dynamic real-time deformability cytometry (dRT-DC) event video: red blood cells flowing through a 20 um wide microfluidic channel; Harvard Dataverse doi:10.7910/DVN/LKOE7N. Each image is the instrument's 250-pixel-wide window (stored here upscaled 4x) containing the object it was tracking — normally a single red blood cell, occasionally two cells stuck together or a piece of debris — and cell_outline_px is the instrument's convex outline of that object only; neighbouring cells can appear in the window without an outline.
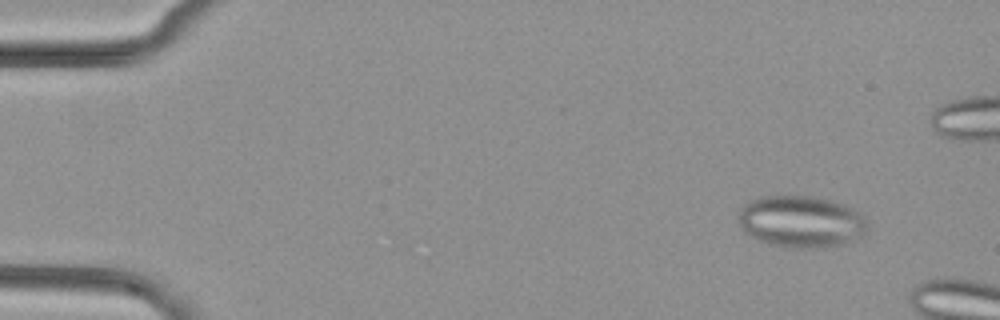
{"species": "common noctule bat (a hibernating species)", "species_latin": "Nyctalus noctula", "temperature_condition": "cold", "stored_images_in_passage": 15, "camera_frame_rate_fps": 3000, "um_per_image_px": 0.085, "animal": {"sex": "female", "body_mass_g": 29.2, "forearm_length_mm": 56.3}, "frame": {"image": 1, "passage_image": 3, "time_ms": 0.667, "image_size_px": [1000, 320], "cell_outline_px": [[868, 232], [844, 244], [816, 248], [792, 248], [772, 244], [760, 240], [744, 232], [740, 228], [740, 208], [744, 204], [760, 196], [808, 196], [828, 200], [844, 204], [860, 212], [864, 216], [868, 224]], "centroid_in_image_um": [68.12, 18.84], "position_along_channel_um": 16.9, "area_um2": 38.9}}